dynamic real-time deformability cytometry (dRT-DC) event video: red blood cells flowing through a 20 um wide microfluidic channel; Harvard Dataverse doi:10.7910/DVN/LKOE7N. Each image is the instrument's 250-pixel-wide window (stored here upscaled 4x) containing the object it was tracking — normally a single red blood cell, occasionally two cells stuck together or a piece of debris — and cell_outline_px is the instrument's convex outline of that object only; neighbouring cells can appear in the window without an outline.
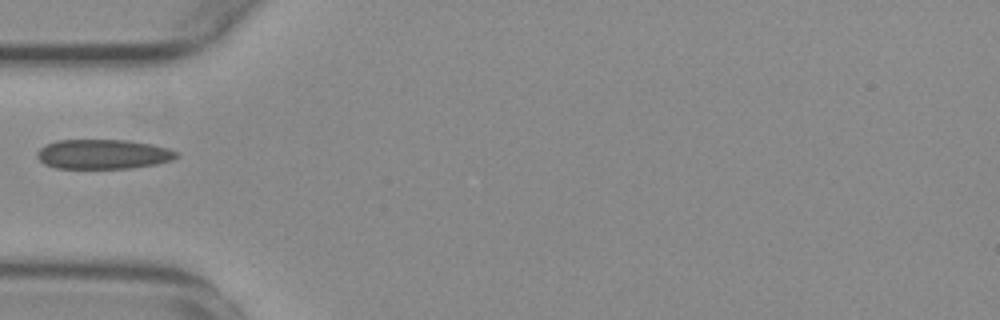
{"species": "common noctule bat (a hibernating species)", "species_latin": "Nyctalus noctula", "temperature_condition": "warm", "stored_images_in_passage": 29, "camera_frame_rate_fps": 3000, "um_per_image_px": 0.085, "animal": {"sex": "female", "body_mass_g": 29.2, "forearm_length_mm": 56.3}, "frame": {"image": 1, "passage_image": 1, "time_ms": 0.0, "image_size_px": [1000, 320], "cell_outline_px": [[180, 156], [172, 160], [156, 164], [128, 168], [56, 168], [44, 164], [36, 156], [36, 152], [44, 144], [56, 140], [128, 140], [152, 144], [168, 148], [180, 152]], "centroid_in_image_um": [8.77, 13.1], "position_along_channel_um": 76.2, "area_um2": 24.28}}
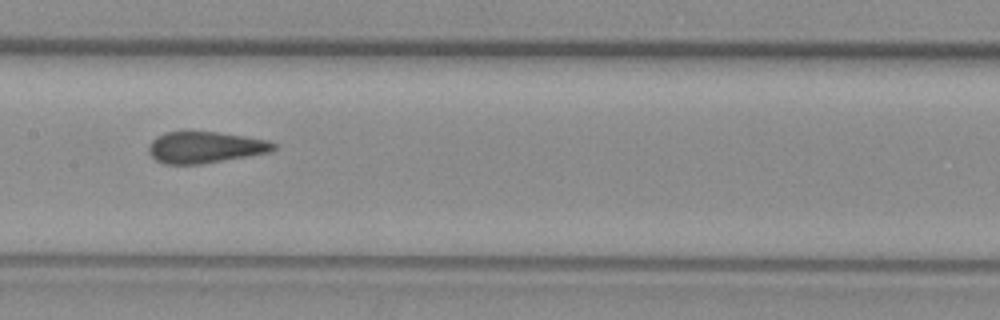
{"frame": {"image": 2, "passage_image": 10, "time_ms": 3.0, "image_size_px": [1000, 320], "cell_outline_px": [[276, 148], [272, 152], [200, 164], [164, 164], [156, 160], [148, 152], [148, 148], [152, 140], [156, 136], [164, 132], [188, 128], [244, 136], [268, 140], [276, 144]], "centroid_in_image_um": [17.39, 12.48], "position_along_channel_um": 190.0, "area_um2": 23.58}}
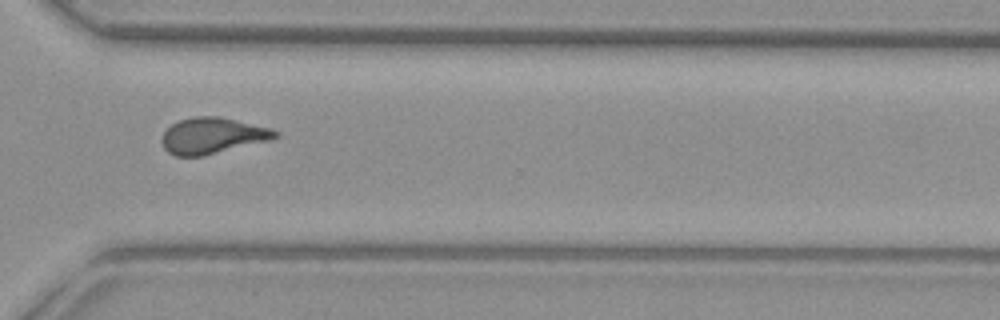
{"frame": {"image": 3, "passage_image": 23, "time_ms": 7.333, "image_size_px": [1000, 320], "cell_outline_px": [[280, 136], [268, 140], [204, 156], [176, 156], [168, 152], [164, 148], [160, 140], [164, 132], [172, 124], [180, 120], [192, 116], [216, 116], [268, 128], [280, 132]], "centroid_in_image_um": [18.01, 11.54], "position_along_channel_um": 352.6, "area_um2": 23.52}}